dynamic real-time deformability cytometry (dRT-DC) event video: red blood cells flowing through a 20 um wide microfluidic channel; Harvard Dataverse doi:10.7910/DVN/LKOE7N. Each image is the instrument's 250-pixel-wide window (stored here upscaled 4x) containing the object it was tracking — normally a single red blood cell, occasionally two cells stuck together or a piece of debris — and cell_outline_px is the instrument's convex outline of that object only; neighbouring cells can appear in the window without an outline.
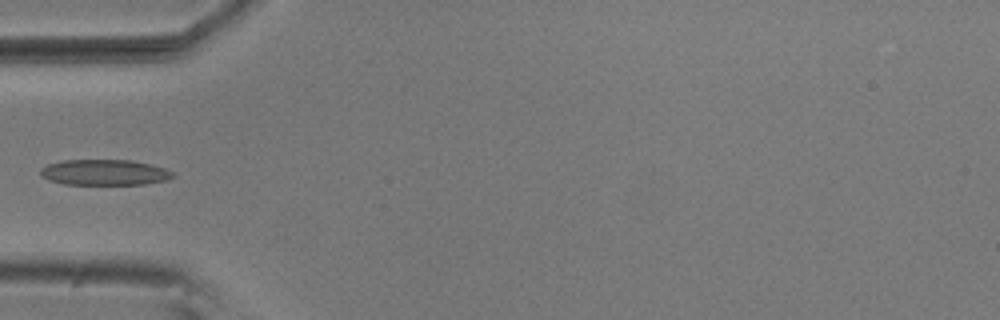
{"species": "common noctule bat (a hibernating species)", "species_latin": "Nyctalus noctula", "temperature_condition": "room temperature", "stored_images_in_passage": 7, "camera_frame_rate_fps": 3000, "um_per_image_px": 0.085, "animal": {"sex": "male", "body_mass_g": 20.5, "forearm_length_mm": 52.5}, "frame": {"image": 1, "passage_image": 5, "time_ms": 1.333, "image_size_px": [1000, 320], "cell_outline_px": [[176, 176], [168, 180], [144, 184], [64, 184], [48, 180], [40, 176], [40, 168], [48, 164], [64, 160], [132, 160], [164, 168], [172, 172]], "centroid_in_image_um": [8.86, 14.65], "position_along_channel_um": 76.1, "area_um2": 19.83}}
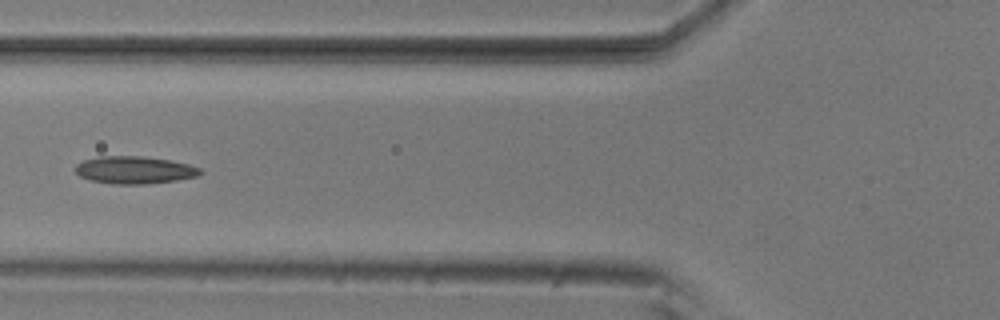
{"frame": {"image": 2, "passage_image": 6, "time_ms": 1.667, "image_size_px": [1000, 320], "cell_outline_px": [[204, 172], [200, 176], [176, 180], [148, 184], [112, 184], [92, 180], [80, 176], [76, 172], [76, 164], [84, 160], [100, 156], [140, 156], [168, 160], [188, 164], [200, 168]], "centroid_in_image_um": [11.46, 14.45], "position_along_channel_um": 114.3, "area_um2": 19.94}}